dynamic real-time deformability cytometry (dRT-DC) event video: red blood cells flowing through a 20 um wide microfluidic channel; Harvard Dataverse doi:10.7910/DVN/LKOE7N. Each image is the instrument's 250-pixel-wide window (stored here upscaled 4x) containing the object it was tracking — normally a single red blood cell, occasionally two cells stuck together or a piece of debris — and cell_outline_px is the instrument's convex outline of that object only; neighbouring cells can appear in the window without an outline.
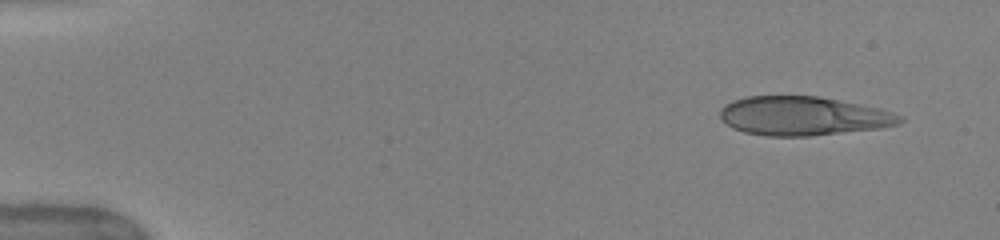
{"species": "human", "species_latin": "Homo sapiens", "temperature_condition": "warm", "stored_images_in_passage": 46, "camera_frame_rate_fps": 3000, "um_per_image_px": 0.085, "donor": {"sex": "female"}, "frame": {"image": 1, "passage_image": 1, "time_ms": 0.0, "image_size_px": [1000, 240], "cell_outline_px": [[904, 120], [900, 124], [880, 128], [808, 136], [768, 136], [744, 132], [732, 128], [720, 116], [720, 108], [724, 104], [732, 100], [748, 96], [816, 96], [840, 100], [880, 108], [904, 116]], "centroid_in_image_um": [68.28, 9.85], "position_along_channel_um": 16.7, "area_um2": 40.86}}
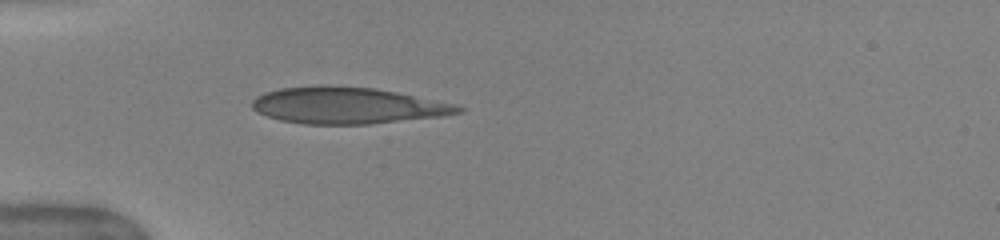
{"frame": {"image": 2, "passage_image": 12, "time_ms": 3.667, "image_size_px": [1000, 240], "cell_outline_px": [[464, 108], [460, 112], [444, 116], [368, 124], [304, 124], [280, 120], [256, 112], [252, 108], [252, 100], [256, 96], [264, 92], [280, 88], [320, 84], [328, 84], [376, 88], [396, 92], [452, 104]], "centroid_in_image_um": [29.45, 8.95], "position_along_channel_um": 55.6, "area_um2": 43.99}}
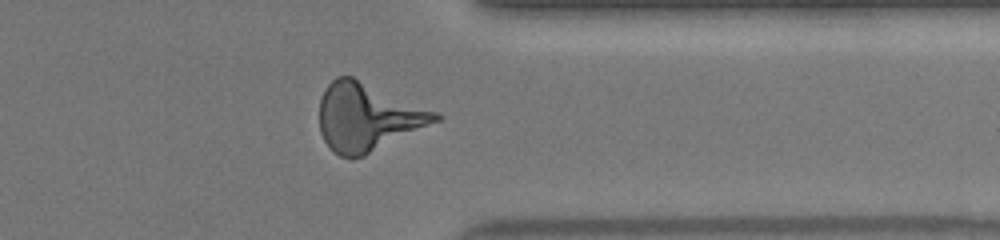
{"frame": {"image": 3, "passage_image": 37, "time_ms": 12.0, "image_size_px": [1000, 240], "cell_outline_px": [[444, 116], [440, 120], [364, 156], [352, 160], [340, 156], [332, 152], [324, 140], [320, 132], [320, 100], [324, 88], [336, 76], [352, 76], [436, 112]], "centroid_in_image_um": [31.2, 9.97], "position_along_channel_um": 380.2, "area_um2": 45.6}}